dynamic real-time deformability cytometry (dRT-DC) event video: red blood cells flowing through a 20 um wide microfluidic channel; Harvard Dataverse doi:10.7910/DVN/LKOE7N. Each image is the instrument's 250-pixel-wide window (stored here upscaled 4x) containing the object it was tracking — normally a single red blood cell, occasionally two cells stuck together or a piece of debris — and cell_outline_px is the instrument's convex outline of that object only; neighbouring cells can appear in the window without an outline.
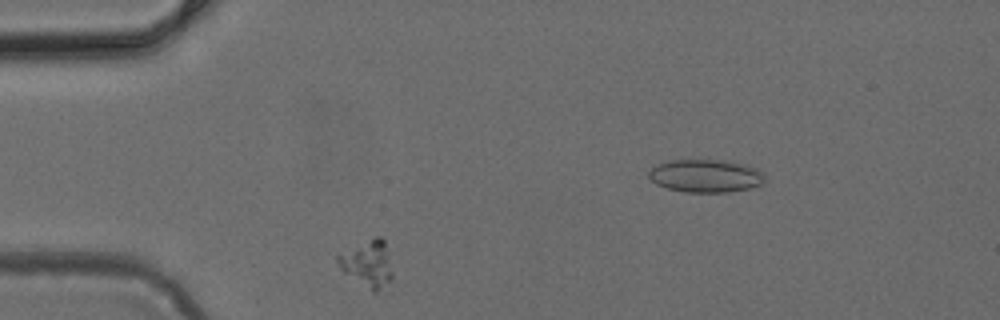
{"species": "common noctule bat (a hibernating species)", "species_latin": "Nyctalus noctula", "temperature_condition": "cold", "stored_images_in_passage": 46, "camera_frame_rate_fps": 3000, "um_per_image_px": 0.085, "animal": {"sex": "female", "body_mass_g": 24.6, "forearm_length_mm": 56.2}, "frame": {"image": 1, "passage_image": 8, "time_ms": 2.333, "image_size_px": [1000, 320], "cell_outline_px": [[392, 280], [376, 292], [372, 292], [344, 272], [340, 268], [336, 260], [336, 256], [376, 236], [380, 236], [384, 240], [392, 272]], "centroid_in_image_um": [31.25, 22.44], "position_along_channel_um": 53.7, "area_um2": 14.39}}
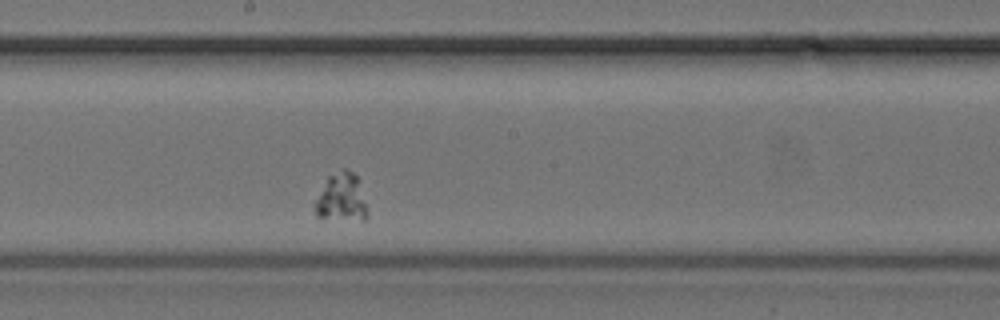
{"frame": {"image": 2, "passage_image": 22, "time_ms": 7.0, "image_size_px": [1000, 320], "cell_outline_px": [[368, 220], [364, 220], [316, 216], [316, 200], [328, 176], [344, 168], [348, 168], [356, 176], [368, 212]], "centroid_in_image_um": [29.05, 16.79], "position_along_channel_um": 219.1, "area_um2": 14.16}}
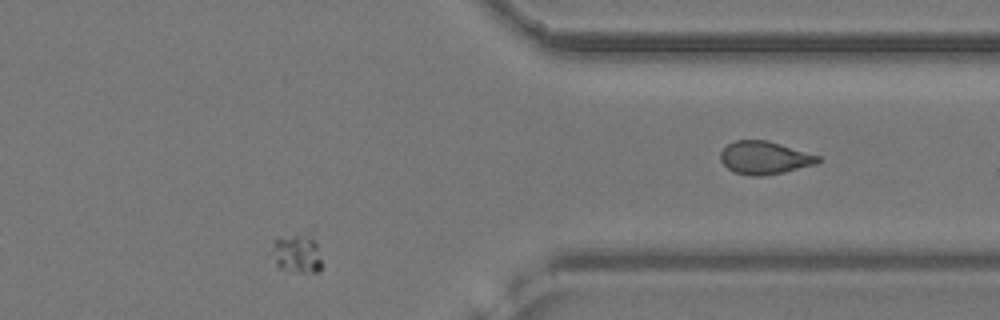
{"frame": {"image": 3, "passage_image": 36, "time_ms": 11.667, "image_size_px": [1000, 320], "cell_outline_px": [[320, 272], [300, 272], [280, 268], [276, 264], [272, 240], [276, 236], [312, 224], [316, 228], [320, 260]], "centroid_in_image_um": [25.33, 21.27], "position_along_channel_um": 386.1, "area_um2": 13.01}}